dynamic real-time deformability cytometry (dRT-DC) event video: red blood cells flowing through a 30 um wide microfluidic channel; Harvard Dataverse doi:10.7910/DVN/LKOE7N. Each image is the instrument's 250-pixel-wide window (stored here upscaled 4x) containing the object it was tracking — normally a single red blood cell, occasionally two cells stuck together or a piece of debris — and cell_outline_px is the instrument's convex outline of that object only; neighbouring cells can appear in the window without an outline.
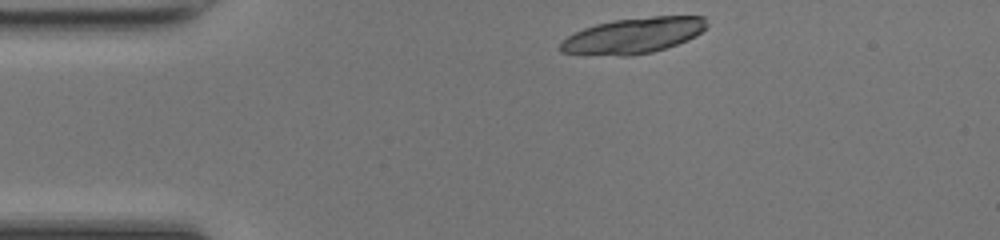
{"species": "common noctule bat (a hibernating species)", "species_latin": "Nyctalus noctula", "temperature_condition": "room temperature", "stored_images_in_passage": 40, "camera_frame_rate_fps": 3000, "um_per_image_px": 0.085, "animal": {"sex": "female", "body_mass_g": 17.0, "forearm_length_mm": 48.0}, "frame": {"image": 1, "passage_image": 1, "time_ms": 0.0, "image_size_px": [1000, 240], "cell_outline_px": [[708, 24], [696, 36], [688, 40], [652, 52], [628, 56], [620, 56], [560, 52], [560, 44], [568, 36], [584, 28], [596, 24], [612, 20], [652, 16], [704, 16]], "centroid_in_image_um": [53.86, 3.01], "position_along_channel_um": 31.1, "area_um2": 30.17}}